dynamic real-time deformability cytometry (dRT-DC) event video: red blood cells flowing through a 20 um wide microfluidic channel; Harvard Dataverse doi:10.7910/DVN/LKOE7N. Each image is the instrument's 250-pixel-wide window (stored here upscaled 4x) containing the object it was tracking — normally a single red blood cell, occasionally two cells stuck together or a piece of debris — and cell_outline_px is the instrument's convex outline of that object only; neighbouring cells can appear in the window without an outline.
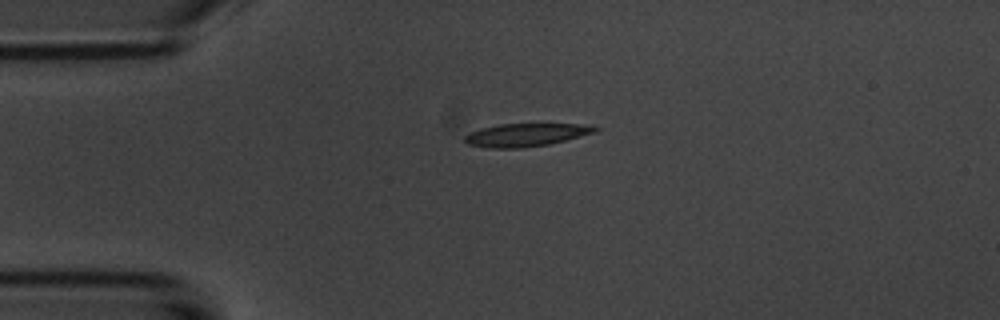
{"species": "common noctule bat (a hibernating species)", "species_latin": "Nyctalus noctula", "temperature_condition": "room temperature", "stored_images_in_passage": 4, "camera_frame_rate_fps": 3000, "um_per_image_px": 0.085, "animal": {"sex": "male", "body_mass_g": 20.1, "forearm_length_mm": 53.5}, "frame": {"image": 1, "passage_image": 4, "time_ms": 3.667, "image_size_px": [1000, 320], "cell_outline_px": [[600, 128], [596, 132], [548, 144], [520, 148], [488, 148], [468, 144], [464, 140], [464, 136], [480, 128], [500, 124], [592, 124]], "centroid_in_image_um": [44.72, 11.46], "position_along_channel_um": 40.3, "area_um2": 17.4}}